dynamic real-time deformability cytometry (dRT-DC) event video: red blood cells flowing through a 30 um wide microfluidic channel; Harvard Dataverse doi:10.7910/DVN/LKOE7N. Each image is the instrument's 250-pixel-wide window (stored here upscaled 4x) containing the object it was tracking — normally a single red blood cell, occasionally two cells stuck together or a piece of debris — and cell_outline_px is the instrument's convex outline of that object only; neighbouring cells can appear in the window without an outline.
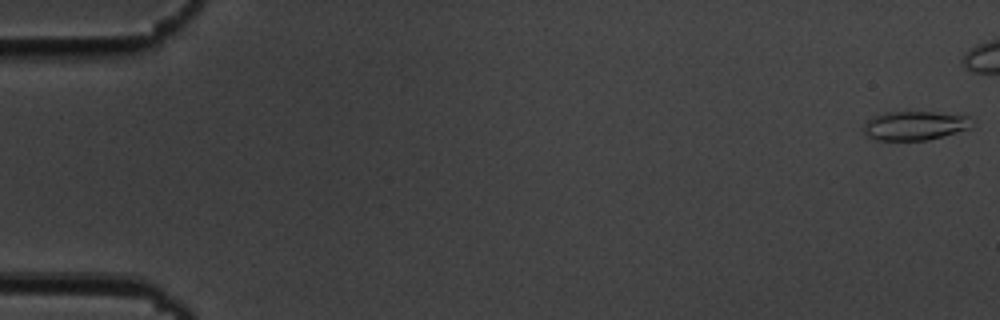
{"species": "common noctule bat (a hibernating species)", "species_latin": "Nyctalus noctula", "temperature_condition": "cold", "stored_images_in_passage": 45, "segment_of_instrument_passage": [1, 2], "camera_frame_rate_fps": 3000, "um_per_image_px": 0.085, "animal": {"sex": "male", "body_mass_g": 19.5, "forearm_length_mm": 54.6}, "frame": {"image": 1, "passage_image": 1, "time_ms": 0.0, "image_size_px": [1000, 320], "cell_outline_px": [[968, 128], [928, 140], [876, 140], [868, 136], [864, 132], [864, 124], [872, 116], [884, 112], [932, 112], [968, 116]], "centroid_in_image_um": [77.65, 10.67], "position_along_channel_um": 7.4, "area_um2": 17.86}}
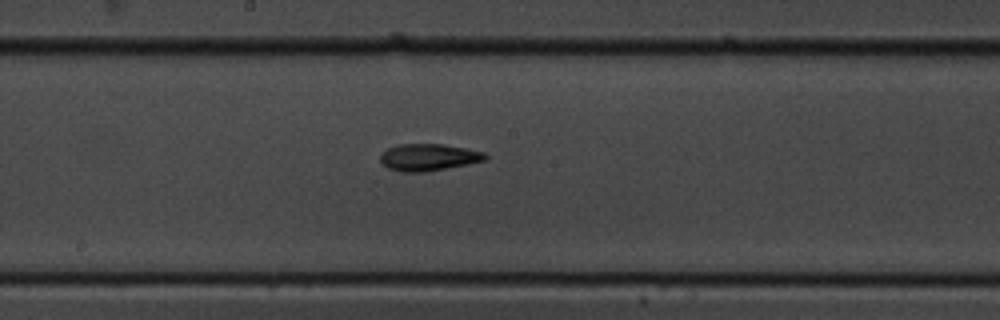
{"frame": {"image": 2, "passage_image": 30, "time_ms": 9.667, "image_size_px": [1000, 320], "cell_outline_px": [[488, 156], [484, 160], [468, 164], [424, 172], [404, 172], [388, 168], [380, 160], [380, 152], [396, 144], [440, 144], [464, 148], [484, 152]], "centroid_in_image_um": [36.38, 13.36], "position_along_channel_um": 211.8, "area_um2": 16.36}}
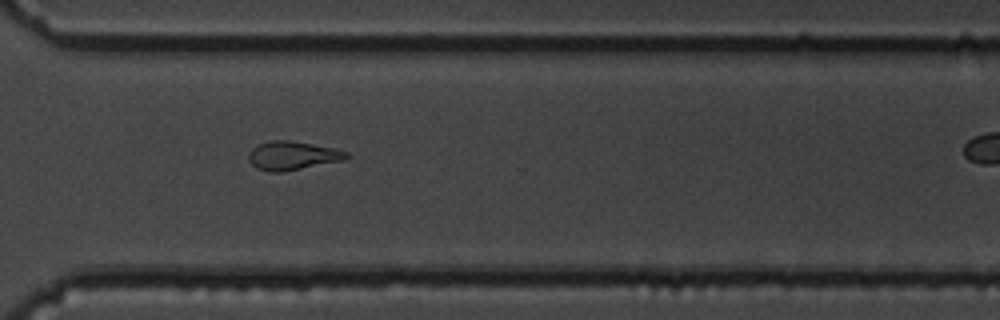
{"frame": {"image": 3, "passage_image": 41, "time_ms": 13.333, "image_size_px": [1000, 320], "cell_outline_px": [[348, 156], [344, 160], [280, 172], [272, 172], [256, 168], [248, 160], [248, 156], [252, 148], [260, 144], [272, 140], [288, 140], [312, 144], [332, 148], [348, 152]], "centroid_in_image_um": [24.83, 13.23], "position_along_channel_um": 345.8, "area_um2": 16.01}}